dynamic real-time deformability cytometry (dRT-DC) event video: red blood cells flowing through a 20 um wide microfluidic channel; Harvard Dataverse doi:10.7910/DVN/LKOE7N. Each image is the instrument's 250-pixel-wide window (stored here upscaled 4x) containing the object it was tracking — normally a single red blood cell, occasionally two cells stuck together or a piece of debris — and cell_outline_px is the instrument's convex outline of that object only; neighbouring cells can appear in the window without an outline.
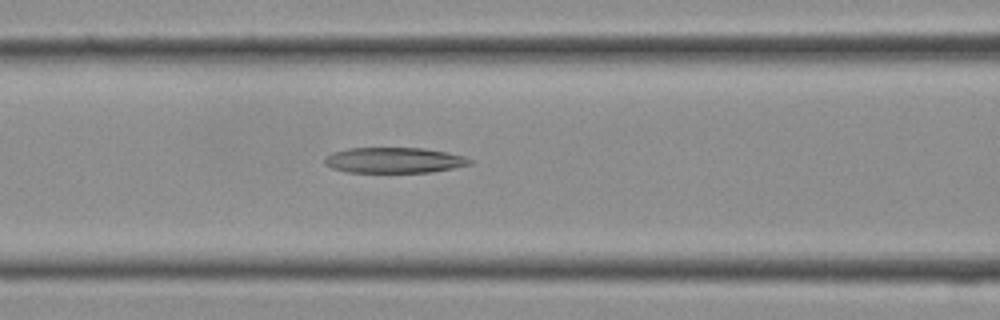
{"species": "Egyptian fruit bat (a non-hibernating species)", "species_latin": "Rousettus aegyptiacus", "temperature_condition": "cold", "stored_images_in_passage": 14, "camera_frame_rate_fps": 3000, "um_per_image_px": 0.085, "frame": {"image": 1, "passage_image": 12, "time_ms": 3.667, "image_size_px": [1000, 320], "cell_outline_px": [[472, 164], [432, 172], [348, 172], [332, 168], [324, 164], [324, 156], [332, 152], [348, 148], [424, 148], [448, 152], [464, 156], [472, 160]], "centroid_in_image_um": [33.48, 13.61], "position_along_channel_um": 133.1, "area_um2": 21.73}}
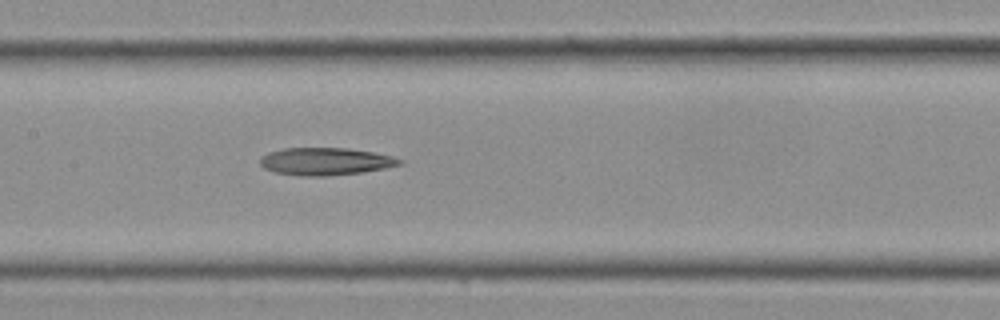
{"frame": {"image": 2, "passage_image": 14, "time_ms": 4.333, "image_size_px": [1000, 320], "cell_outline_px": [[404, 164], [384, 168], [360, 172], [324, 176], [300, 176], [272, 172], [264, 168], [260, 164], [260, 156], [268, 152], [284, 148], [348, 148], [372, 152], [392, 156], [404, 160]], "centroid_in_image_um": [27.63, 13.72], "position_along_channel_um": 179.8, "area_um2": 22.43}}